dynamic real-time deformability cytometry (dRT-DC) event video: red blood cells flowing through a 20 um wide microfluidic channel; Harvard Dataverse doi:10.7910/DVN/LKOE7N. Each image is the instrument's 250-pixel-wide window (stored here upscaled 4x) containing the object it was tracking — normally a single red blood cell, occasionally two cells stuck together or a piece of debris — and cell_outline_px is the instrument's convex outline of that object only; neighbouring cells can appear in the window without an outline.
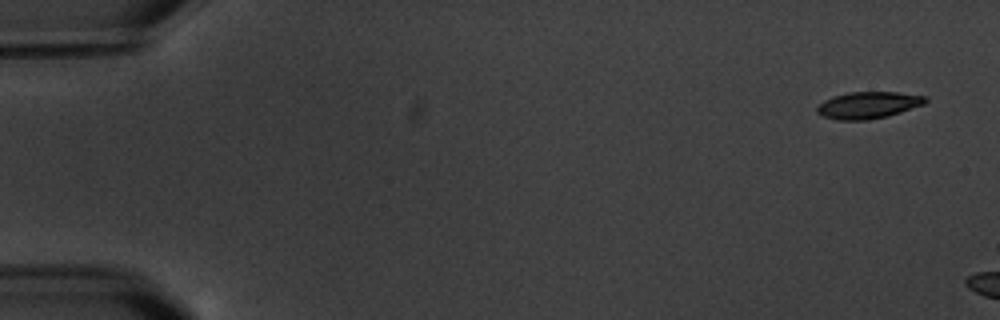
{"species": "common noctule bat (a hibernating species)", "species_latin": "Nyctalus noctula", "temperature_condition": "warm", "stored_images_in_passage": 3, "camera_frame_rate_fps": 3000, "um_per_image_px": 0.085, "animal": {"sex": "male", "body_mass_g": 20.1, "forearm_length_mm": 53.5}, "frame": {"image": 1, "passage_image": 1, "time_ms": 0.0, "image_size_px": [1000, 320], "cell_outline_px": [[928, 100], [924, 104], [888, 116], [868, 120], [836, 120], [824, 116], [816, 112], [816, 108], [824, 100], [832, 96], [848, 92], [896, 92], [928, 96]], "centroid_in_image_um": [73.8, 8.93], "position_along_channel_um": 11.2, "area_um2": 16.99}}